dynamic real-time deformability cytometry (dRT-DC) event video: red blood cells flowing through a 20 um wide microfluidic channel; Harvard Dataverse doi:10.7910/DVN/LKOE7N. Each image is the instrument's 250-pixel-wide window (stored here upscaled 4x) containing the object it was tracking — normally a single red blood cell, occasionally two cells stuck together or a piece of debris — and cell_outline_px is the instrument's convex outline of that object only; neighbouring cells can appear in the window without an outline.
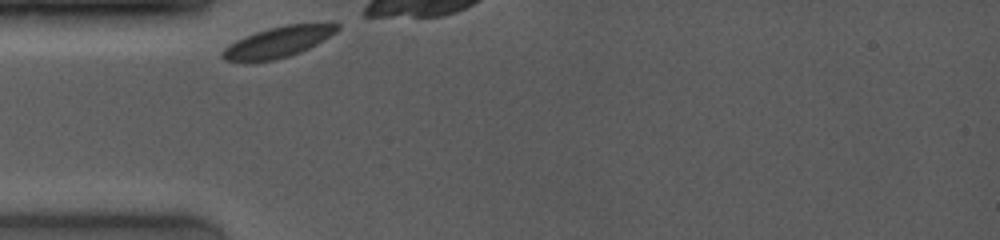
{"species": "common noctule bat (a hibernating species)", "species_latin": "Nyctalus noctula", "temperature_condition": "room temperature", "stored_images_in_passage": 32, "camera_frame_rate_fps": 4000, "um_per_image_px": 0.085, "animal": {"sex": "female", "body_mass_g": 19.0, "forearm_length_mm": 53.3}, "frame": {"image": 1, "passage_image": 1, "time_ms": 0.0, "image_size_px": [1000, 240], "cell_outline_px": [[340, 28], [336, 32], [316, 44], [300, 52], [276, 60], [244, 64], [224, 60], [220, 56], [220, 52], [224, 48], [236, 40], [244, 36], [268, 28], [288, 24], [340, 24]], "centroid_in_image_um": [23.52, 3.62], "position_along_channel_um": 61.5, "area_um2": 20.81}}
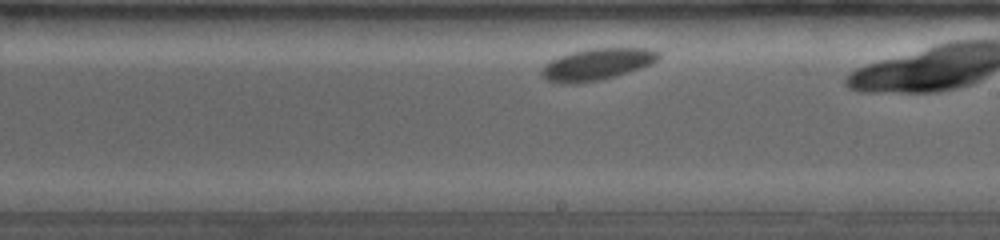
{"frame": {"image": 2, "passage_image": 19, "time_ms": 5.0, "image_size_px": [1000, 240], "cell_outline_px": [[660, 56], [652, 64], [628, 72], [600, 80], [580, 84], [560, 84], [548, 80], [540, 72], [540, 68], [544, 64], [560, 56], [572, 52], [588, 48], [652, 48], [660, 52]], "centroid_in_image_um": [50.74, 5.47], "position_along_channel_um": 238.3, "area_um2": 21.73}}
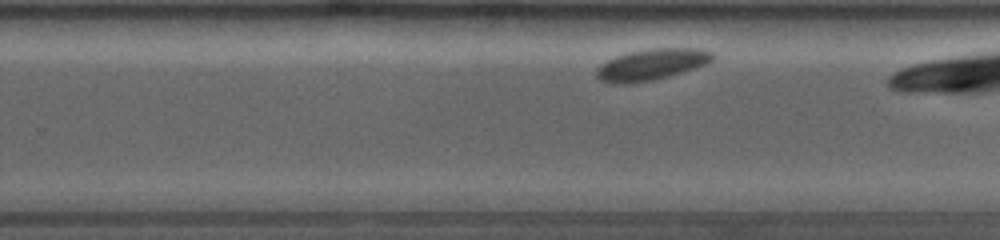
{"frame": {"image": 3, "passage_image": 23, "time_ms": 6.0, "image_size_px": [1000, 240], "cell_outline_px": [[716, 56], [708, 64], [696, 68], [668, 76], [652, 80], [628, 84], [612, 84], [600, 80], [596, 76], [596, 68], [600, 64], [616, 56], [628, 52], [648, 48], [696, 48], [712, 52]], "centroid_in_image_um": [55.37, 5.48], "position_along_channel_um": 274.4, "area_um2": 21.33}}